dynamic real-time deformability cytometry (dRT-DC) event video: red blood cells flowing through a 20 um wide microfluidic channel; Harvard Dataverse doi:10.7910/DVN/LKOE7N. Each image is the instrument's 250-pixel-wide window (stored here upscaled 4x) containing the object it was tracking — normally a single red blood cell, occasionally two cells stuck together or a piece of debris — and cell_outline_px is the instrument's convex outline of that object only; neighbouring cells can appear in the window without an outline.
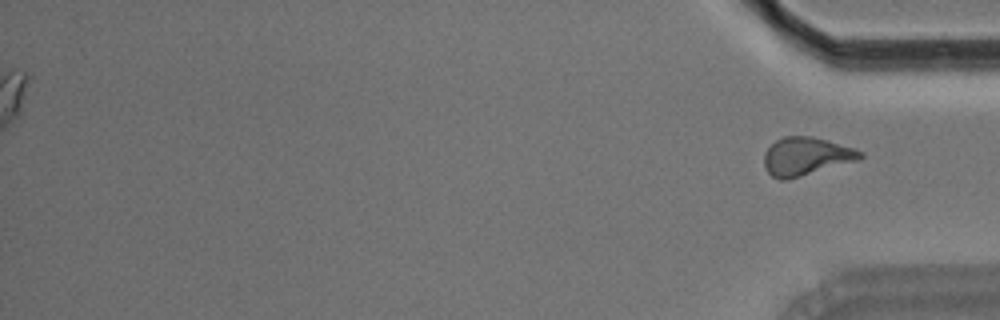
{"species": "Egyptian fruit bat (a non-hibernating species)", "species_latin": "Rousettus aegyptiacus", "temperature_condition": "room temperature", "stored_images_in_passage": 50, "segment_of_instrument_passage": [2, 2], "camera_frame_rate_fps": 3000, "um_per_image_px": 0.085, "animal": {"sex": "male"}, "frame": {"image": 1, "passage_image": 50, "time_ms": 16.333, "image_size_px": [1000, 320], "cell_outline_px": [[864, 156], [860, 160], [788, 180], [780, 180], [772, 176], [764, 168], [764, 152], [776, 140], [784, 136], [812, 136], [828, 140], [864, 152]], "centroid_in_image_um": [68.52, 13.3], "position_along_channel_um": 366.7, "area_um2": 21.56}}